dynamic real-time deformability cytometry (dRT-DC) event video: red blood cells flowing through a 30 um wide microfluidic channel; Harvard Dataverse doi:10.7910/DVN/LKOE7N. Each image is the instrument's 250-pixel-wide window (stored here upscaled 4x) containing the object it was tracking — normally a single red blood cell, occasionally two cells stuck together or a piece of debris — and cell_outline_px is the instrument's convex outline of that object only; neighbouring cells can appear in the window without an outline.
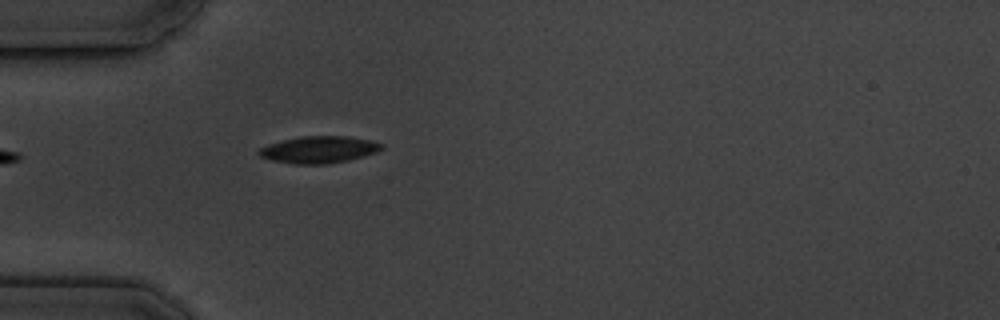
{"species": "common noctule bat (a hibernating species)", "species_latin": "Nyctalus noctula", "temperature_condition": "cold", "stored_images_in_passage": 2, "camera_frame_rate_fps": 3000, "um_per_image_px": 0.085, "animal": {"sex": "male", "body_mass_g": 19.5, "forearm_length_mm": 54.6}, "frame": {"image": 1, "passage_image": 2, "time_ms": 1.0, "image_size_px": [1000, 320], "cell_outline_px": [[384, 148], [376, 152], [364, 156], [348, 160], [324, 164], [296, 164], [272, 160], [260, 156], [256, 152], [260, 148], [268, 144], [300, 136], [348, 136], [372, 140], [384, 144]], "centroid_in_image_um": [27.14, 12.71], "position_along_channel_um": 57.9, "area_um2": 19.25}}